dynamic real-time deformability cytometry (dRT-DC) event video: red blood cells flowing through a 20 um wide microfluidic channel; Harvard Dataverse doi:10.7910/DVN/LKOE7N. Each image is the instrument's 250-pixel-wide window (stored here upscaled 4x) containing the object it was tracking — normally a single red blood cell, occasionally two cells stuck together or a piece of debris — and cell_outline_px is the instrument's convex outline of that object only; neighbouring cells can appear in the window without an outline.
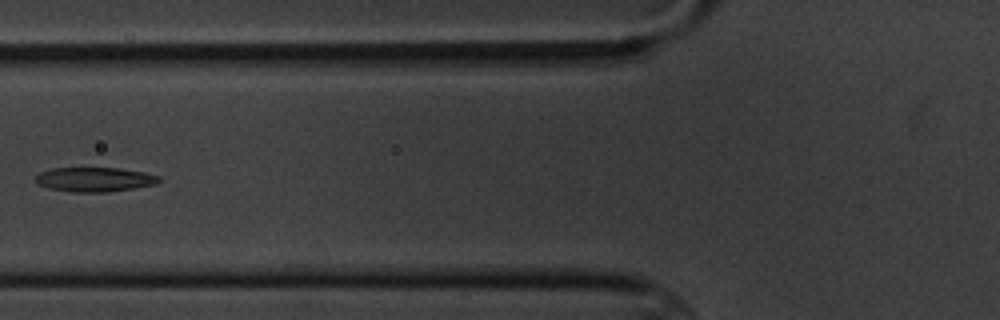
{"species": "common noctule bat (a hibernating species)", "species_latin": "Nyctalus noctula", "temperature_condition": "cold", "stored_images_in_passage": 10, "camera_frame_rate_fps": 3000, "um_per_image_px": 0.085, "animal": {"sex": "male", "body_mass_g": 20.1, "forearm_length_mm": 53.5}, "frame": {"image": 1, "passage_image": 5, "time_ms": 4.667, "image_size_px": [1000, 320], "cell_outline_px": [[160, 180], [156, 184], [108, 192], [72, 192], [48, 188], [36, 184], [36, 176], [40, 172], [52, 168], [116, 168], [144, 172], [160, 176]], "centroid_in_image_um": [8.02, 15.25], "position_along_channel_um": 117.8, "area_um2": 17.51}}
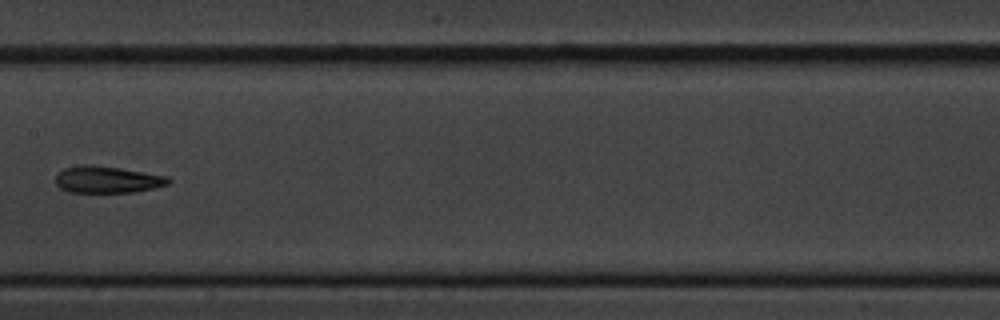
{"frame": {"image": 2, "passage_image": 7, "time_ms": 7.0, "image_size_px": [1000, 320], "cell_outline_px": [[172, 180], [168, 184], [152, 188], [132, 192], [68, 192], [60, 188], [56, 184], [56, 176], [64, 168], [84, 164], [92, 164], [120, 168], [168, 176]], "centroid_in_image_um": [9.11, 15.25], "position_along_channel_um": 198.3, "area_um2": 17.57}}
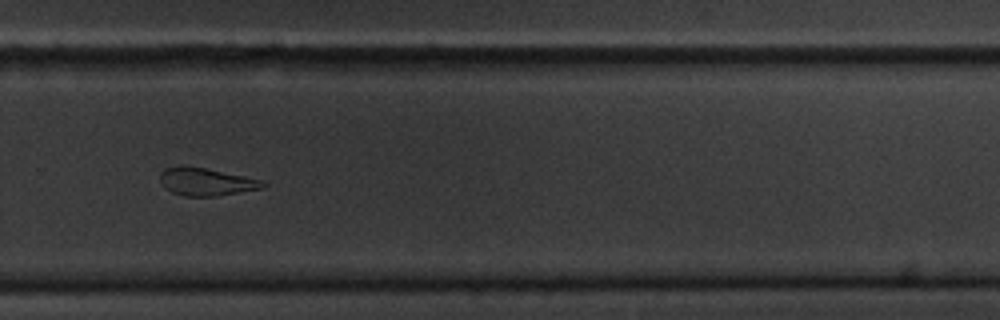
{"frame": {"image": 3, "passage_image": 10, "time_ms": 10.333, "image_size_px": [1000, 320], "cell_outline_px": [[268, 184], [264, 188], [216, 196], [184, 196], [172, 192], [160, 180], [160, 172], [164, 168], [180, 164], [184, 164], [264, 180]], "centroid_in_image_um": [17.54, 15.43], "position_along_channel_um": 312.3, "area_um2": 16.7}}